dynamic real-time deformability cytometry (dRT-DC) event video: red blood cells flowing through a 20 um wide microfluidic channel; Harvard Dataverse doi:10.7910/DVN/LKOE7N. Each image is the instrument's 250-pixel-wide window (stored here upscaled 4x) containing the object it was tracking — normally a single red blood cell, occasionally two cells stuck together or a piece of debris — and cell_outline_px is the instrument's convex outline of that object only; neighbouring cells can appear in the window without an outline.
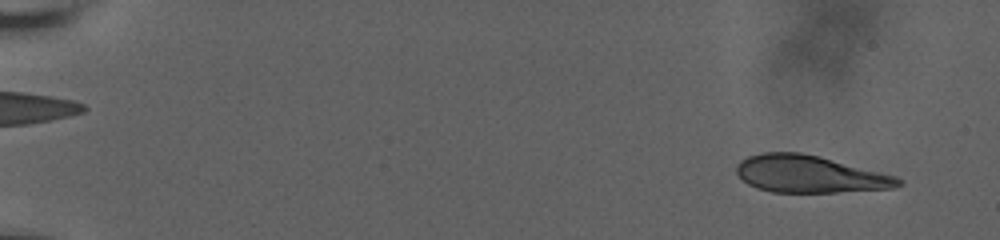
{"species": "human", "species_latin": "Homo sapiens", "temperature_condition": "room temperature", "stored_images_in_passage": 25, "camera_frame_rate_fps": 3000, "um_per_image_px": 0.085, "donor": {"sex": "male"}, "frame": {"image": 1, "passage_image": 6, "time_ms": 1.0, "image_size_px": [1000, 240], "cell_outline_px": [[904, 184], [892, 188], [836, 192], [772, 192], [756, 188], [748, 184], [736, 172], [736, 164], [740, 160], [748, 156], [760, 152], [800, 152], [820, 156], [896, 176], [904, 180]], "centroid_in_image_um": [68.81, 14.79], "position_along_channel_um": 16.2, "area_um2": 35.14}}